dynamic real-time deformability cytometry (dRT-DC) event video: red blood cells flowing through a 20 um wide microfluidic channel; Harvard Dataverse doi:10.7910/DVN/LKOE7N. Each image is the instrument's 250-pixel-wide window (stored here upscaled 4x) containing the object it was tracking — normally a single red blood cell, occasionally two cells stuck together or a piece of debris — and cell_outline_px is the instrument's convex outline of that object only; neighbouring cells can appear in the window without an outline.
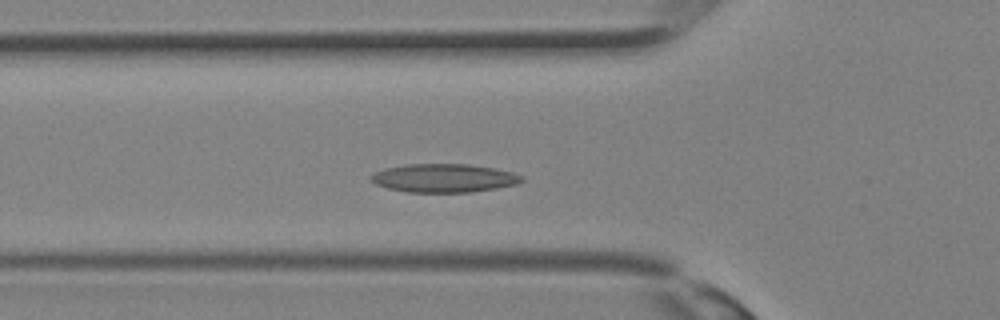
{"species": "Egyptian fruit bat (a non-hibernating species)", "species_latin": "Rousettus aegyptiacus", "temperature_condition": "room temperature", "stored_images_in_passage": 27, "camera_frame_rate_fps": 3000, "um_per_image_px": 0.085, "animal": {"sex": "female"}, "frame": {"image": 1, "passage_image": 6, "time_ms": 1.667, "image_size_px": [1000, 320], "cell_outline_px": [[524, 180], [516, 184], [496, 188], [472, 192], [408, 192], [388, 188], [376, 184], [372, 180], [372, 176], [376, 172], [384, 168], [408, 164], [468, 164], [492, 168], [512, 172], [524, 176]], "centroid_in_image_um": [37.76, 15.13], "position_along_channel_um": 88.0, "area_um2": 24.8}}
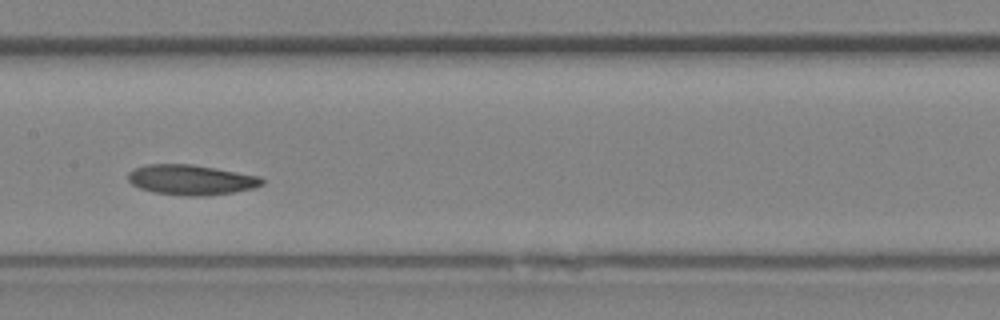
{"frame": {"image": 2, "passage_image": 11, "time_ms": 3.333, "image_size_px": [1000, 320], "cell_outline_px": [[264, 184], [256, 188], [232, 192], [204, 196], [184, 196], [152, 192], [140, 188], [132, 184], [128, 180], [128, 172], [136, 168], [148, 164], [192, 164], [216, 168], [260, 176], [264, 180]], "centroid_in_image_um": [16.26, 15.29], "position_along_channel_um": 191.1, "area_um2": 23.64}}
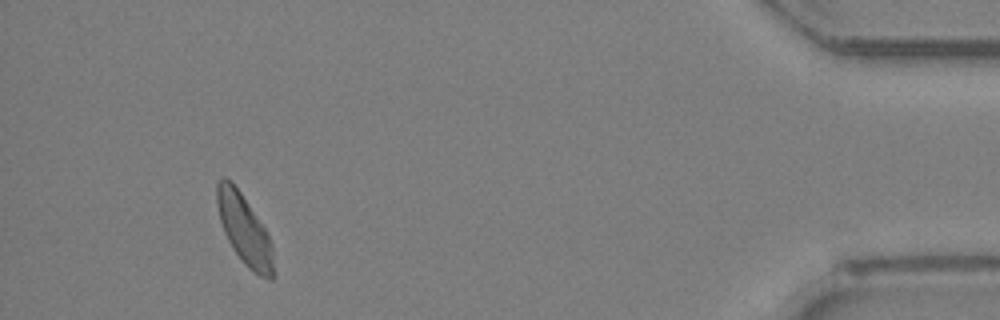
{"frame": {"image": 3, "passage_image": 25, "time_ms": 8.0, "image_size_px": [1000, 320], "cell_outline_px": [[272, 280], [268, 280], [252, 272], [244, 264], [232, 248], [224, 232], [220, 220], [216, 204], [216, 184], [224, 176], [232, 180], [264, 228], [272, 244]], "centroid_in_image_um": [20.73, 19.5], "position_along_channel_um": 414.5, "area_um2": 22.72}}